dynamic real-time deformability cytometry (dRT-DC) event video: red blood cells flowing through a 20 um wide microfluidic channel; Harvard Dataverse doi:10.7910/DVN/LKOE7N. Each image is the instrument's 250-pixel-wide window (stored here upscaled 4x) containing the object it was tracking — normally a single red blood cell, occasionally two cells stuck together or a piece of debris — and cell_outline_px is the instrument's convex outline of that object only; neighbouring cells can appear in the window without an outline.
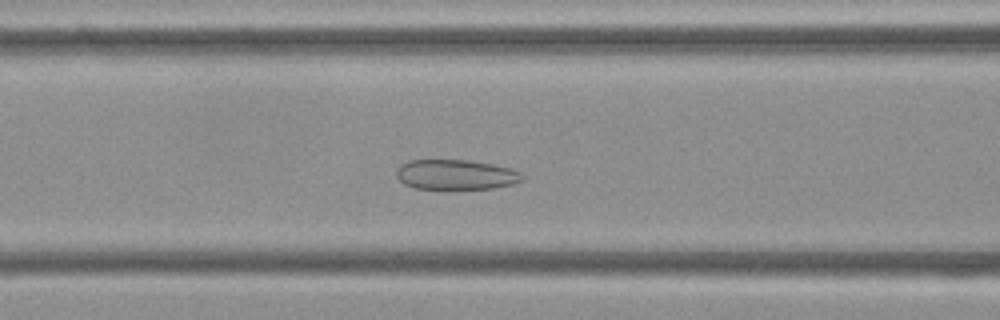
{"species": "Egyptian fruit bat (a non-hibernating species)", "species_latin": "Rousettus aegyptiacus", "temperature_condition": "cold", "stored_images_in_passage": 47, "camera_frame_rate_fps": 3000, "um_per_image_px": 0.085, "frame": {"image": 1, "passage_image": 14, "time_ms": 4.333, "image_size_px": [1000, 320], "cell_outline_px": [[524, 180], [512, 184], [492, 188], [452, 192], [448, 192], [416, 188], [404, 184], [396, 176], [396, 168], [400, 164], [408, 160], [468, 160], [492, 164], [512, 168], [520, 172], [524, 176]], "centroid_in_image_um": [38.73, 14.89], "position_along_channel_um": 127.9, "area_um2": 23.12}}
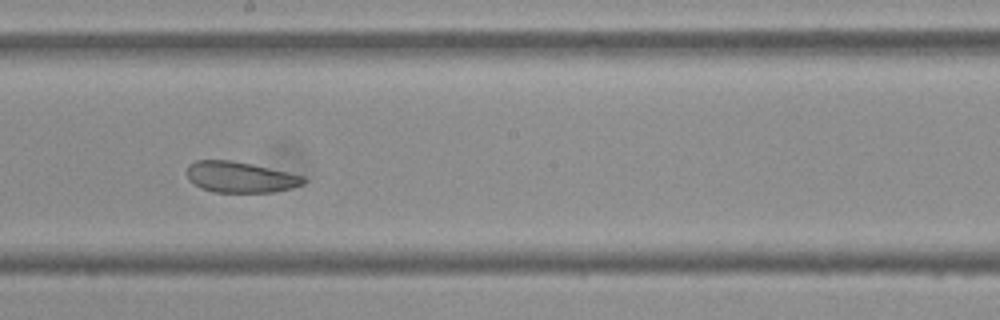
{"frame": {"image": 2, "passage_image": 22, "time_ms": 7.0, "image_size_px": [1000, 320], "cell_outline_px": [[308, 180], [304, 184], [292, 188], [272, 192], [216, 192], [200, 188], [188, 180], [188, 164], [196, 160], [232, 160], [252, 164], [288, 172], [304, 176]], "centroid_in_image_um": [20.44, 15.05], "position_along_channel_um": 227.8, "area_um2": 21.1}}
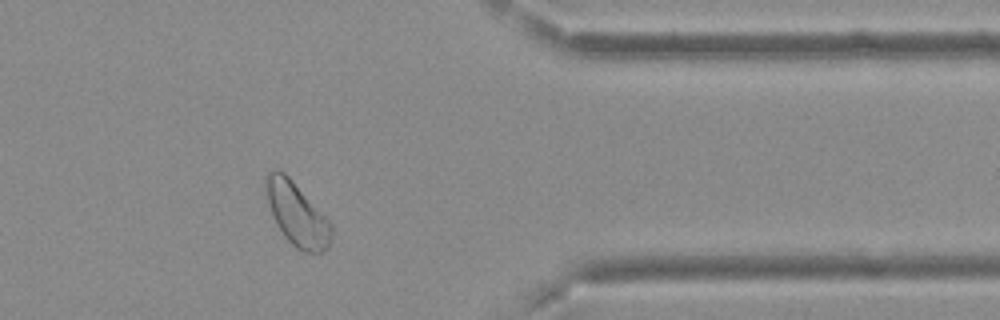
{"frame": {"image": 3, "passage_image": 36, "time_ms": 11.667, "image_size_px": [1000, 320], "cell_outline_px": [[332, 232], [328, 248], [320, 252], [304, 252], [296, 248], [284, 236], [276, 224], [268, 200], [264, 184], [264, 176], [268, 172], [276, 168], [280, 168], [292, 180], [332, 224]], "centroid_in_image_um": [25.21, 18.18], "position_along_channel_um": 386.2, "area_um2": 23.87}, "authors_computed_cell_mechanics": {"area_um2": 23.8714, "velocity_mm_per_s": 3.7489, "shape_relaxation_time_tau1_ms": null, "shape_relaxation_time_tau2_ms": 1.7956, "deformation_change_tau1": null, "deformation_change_tau2": 0.0698}}